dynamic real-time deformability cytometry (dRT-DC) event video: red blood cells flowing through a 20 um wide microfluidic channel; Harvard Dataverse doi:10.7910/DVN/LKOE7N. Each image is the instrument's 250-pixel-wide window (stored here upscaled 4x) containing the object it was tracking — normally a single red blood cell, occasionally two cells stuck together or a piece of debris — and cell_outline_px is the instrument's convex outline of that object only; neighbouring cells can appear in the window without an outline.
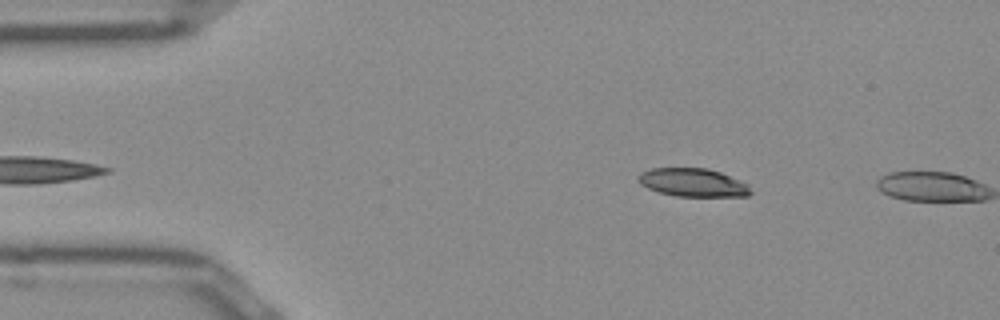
{"species": "Egyptian fruit bat (a non-hibernating species)", "species_latin": "Rousettus aegyptiacus", "temperature_condition": "room temperature", "stored_images_in_passage": 4, "camera_frame_rate_fps": 3000, "um_per_image_px": 0.085, "frame": {"image": 1, "passage_image": 3, "time_ms": 0.667, "image_size_px": [1000, 320], "cell_outline_px": [[752, 192], [748, 196], [676, 196], [660, 192], [648, 188], [640, 184], [636, 180], [640, 172], [652, 168], [708, 168], [720, 172], [748, 184]], "centroid_in_image_um": [58.88, 15.51], "position_along_channel_um": 26.1, "area_um2": 18.5}}